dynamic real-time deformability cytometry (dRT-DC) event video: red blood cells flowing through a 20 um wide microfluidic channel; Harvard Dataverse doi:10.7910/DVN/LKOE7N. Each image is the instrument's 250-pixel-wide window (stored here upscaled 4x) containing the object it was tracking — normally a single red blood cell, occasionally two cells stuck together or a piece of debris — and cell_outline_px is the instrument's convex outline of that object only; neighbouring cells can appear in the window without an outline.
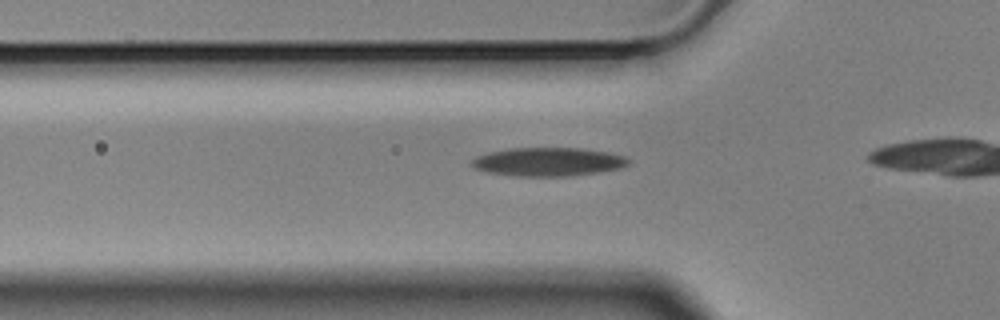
{"species": "Egyptian fruit bat (a non-hibernating species)", "species_latin": "Rousettus aegyptiacus", "temperature_condition": "cold", "stored_images_in_passage": 26, "camera_frame_rate_fps": 3000, "um_per_image_px": 0.085, "animal": {"sex": "male"}, "frame": {"image": 1, "passage_image": 13, "time_ms": 4.0, "image_size_px": [1000, 320], "cell_outline_px": [[628, 164], [624, 168], [572, 176], [516, 176], [488, 172], [476, 168], [472, 164], [472, 160], [476, 156], [488, 152], [508, 148], [580, 148], [608, 152], [624, 156], [628, 160]], "centroid_in_image_um": [46.61, 13.75], "position_along_channel_um": 79.2, "area_um2": 26.07}}
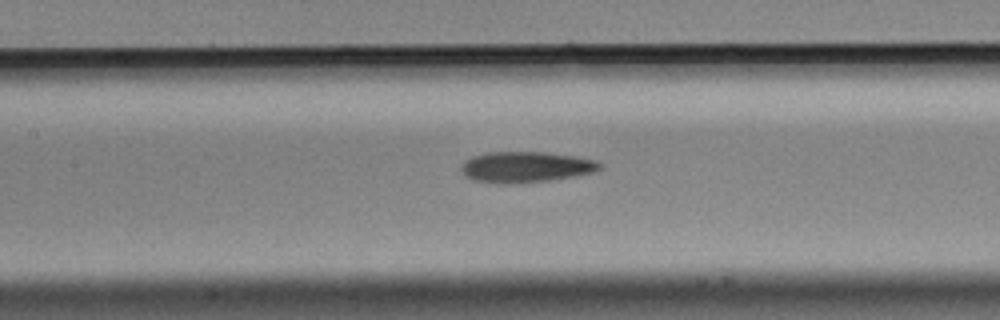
{"frame": {"image": 2, "passage_image": 20, "time_ms": 6.333, "image_size_px": [1000, 320], "cell_outline_px": [[600, 168], [596, 172], [576, 176], [552, 180], [520, 184], [496, 184], [472, 180], [464, 176], [460, 168], [460, 164], [464, 160], [472, 156], [488, 152], [544, 152], [572, 156], [596, 160], [600, 164]], "centroid_in_image_um": [44.63, 14.22], "position_along_channel_um": 162.8, "area_um2": 25.37}}
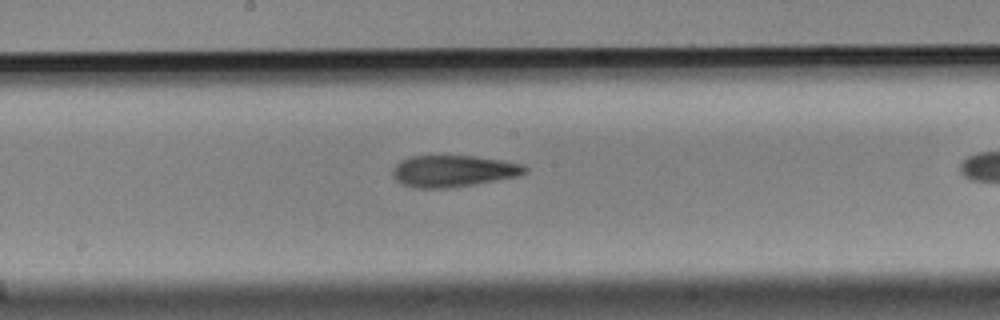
{"frame": {"image": 3, "passage_image": 24, "time_ms": 7.667, "image_size_px": [1000, 320], "cell_outline_px": [[528, 172], [516, 176], [472, 184], [444, 188], [416, 188], [404, 184], [396, 180], [392, 176], [392, 168], [400, 160], [412, 156], [472, 156], [504, 160], [524, 164], [528, 168]], "centroid_in_image_um": [38.52, 14.52], "position_along_channel_um": 209.7, "area_um2": 24.22}}